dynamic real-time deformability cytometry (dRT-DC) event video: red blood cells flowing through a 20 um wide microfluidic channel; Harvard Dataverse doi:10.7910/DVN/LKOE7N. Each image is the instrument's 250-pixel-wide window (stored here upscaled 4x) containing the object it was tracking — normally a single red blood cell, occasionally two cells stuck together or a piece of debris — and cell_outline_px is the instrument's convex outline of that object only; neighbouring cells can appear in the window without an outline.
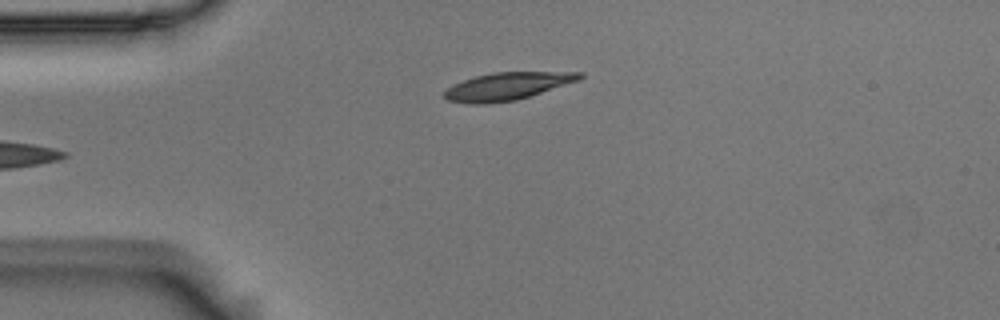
{"species": "Egyptian fruit bat (a non-hibernating species)", "species_latin": "Rousettus aegyptiacus", "temperature_condition": "room temperature", "stored_images_in_passage": 38, "camera_frame_rate_fps": 3000, "um_per_image_px": 0.085, "animal": {"sex": "male"}, "frame": {"image": 1, "passage_image": 1, "time_ms": 0.0, "image_size_px": [1000, 320], "cell_outline_px": [[584, 76], [580, 80], [516, 100], [484, 104], [472, 104], [448, 100], [444, 96], [444, 92], [452, 84], [476, 76], [492, 72], [584, 72]], "centroid_in_image_um": [43.13, 7.32], "position_along_channel_um": 41.9, "area_um2": 21.62}}
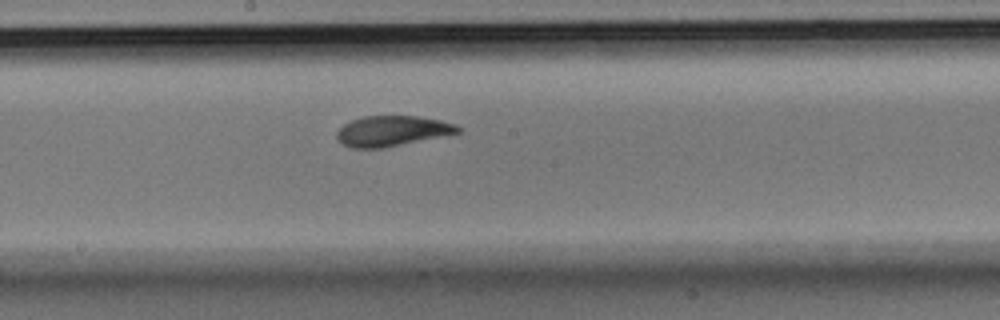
{"frame": {"image": 2, "passage_image": 17, "time_ms": 5.333, "image_size_px": [1000, 320], "cell_outline_px": [[460, 132], [384, 148], [352, 148], [344, 144], [336, 136], [336, 132], [344, 124], [352, 120], [364, 116], [416, 116], [440, 120], [456, 124], [460, 128]], "centroid_in_image_um": [33.32, 11.13], "position_along_channel_um": 214.9, "area_um2": 21.15}}
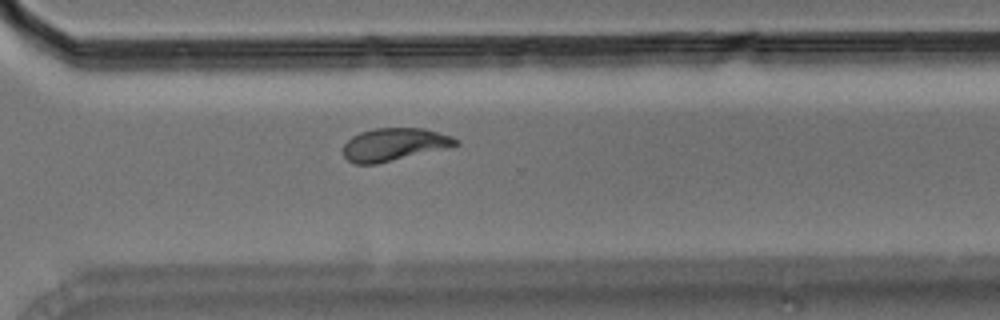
{"frame": {"image": 3, "passage_image": 27, "time_ms": 8.667, "image_size_px": [1000, 320], "cell_outline_px": [[460, 144], [448, 148], [376, 164], [356, 164], [348, 160], [344, 156], [344, 144], [352, 136], [360, 132], [376, 128], [424, 128], [452, 136], [460, 140]], "centroid_in_image_um": [33.54, 12.28], "position_along_channel_um": 337.1, "area_um2": 21.5}, "authors_computed_cell_mechanics": {"area_um2": 22.1085, "velocity_mm_per_s": 3.6753, "shape_relaxation_time_tau1_ms": 4.7902, "shape_relaxation_time_tau2_ms": 1.7332, "deformation_change_tau1": 0.1569, "deformation_change_tau2": 0.0635}}